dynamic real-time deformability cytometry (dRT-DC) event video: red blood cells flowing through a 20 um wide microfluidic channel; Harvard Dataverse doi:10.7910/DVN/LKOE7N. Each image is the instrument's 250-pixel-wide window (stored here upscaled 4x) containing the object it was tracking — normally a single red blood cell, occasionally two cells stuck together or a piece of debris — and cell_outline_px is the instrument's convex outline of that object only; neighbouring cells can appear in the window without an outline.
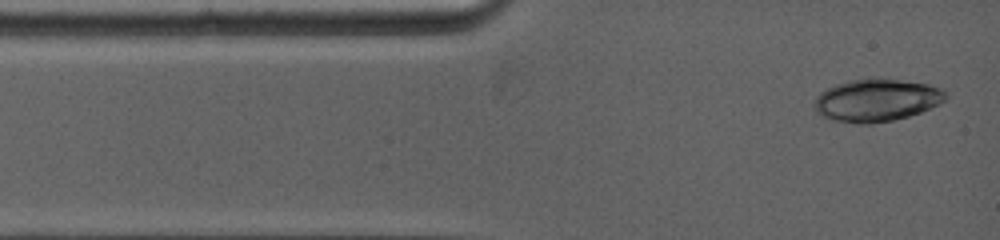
{"species": "common noctule bat (a hibernating species)", "species_latin": "Nyctalus noctula", "temperature_condition": "warm", "stored_images_in_passage": 4, "camera_frame_rate_fps": 5000, "um_per_image_px": 0.085, "animal": {"sex": "female", "body_mass_g": 19.0, "forearm_length_mm": 53.3}, "frame": {"image": 1, "passage_image": 1, "time_ms": 0.0, "image_size_px": [1000, 240], "cell_outline_px": [[948, 96], [940, 104], [920, 112], [908, 116], [892, 120], [868, 124], [860, 124], [832, 120], [820, 116], [816, 112], [812, 104], [816, 96], [820, 92], [836, 84], [848, 80], [900, 80], [928, 84], [940, 88], [948, 92]], "centroid_in_image_um": [74.48, 8.54], "position_along_channel_um": 10.5, "area_um2": 32.37}}